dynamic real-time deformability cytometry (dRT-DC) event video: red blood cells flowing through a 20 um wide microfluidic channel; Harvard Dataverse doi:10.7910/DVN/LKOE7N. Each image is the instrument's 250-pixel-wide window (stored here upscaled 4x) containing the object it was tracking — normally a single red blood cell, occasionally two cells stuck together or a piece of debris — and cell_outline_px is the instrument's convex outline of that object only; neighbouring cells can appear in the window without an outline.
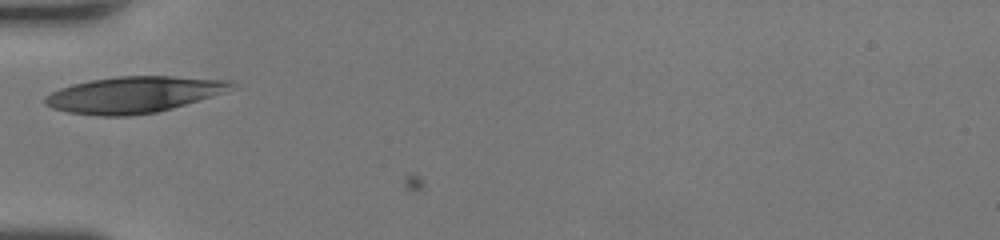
{"species": "human", "species_latin": "Homo sapiens", "temperature_condition": "room temperature", "stored_images_in_passage": 3, "camera_frame_rate_fps": 3000, "um_per_image_px": 0.085, "donor": {"sex": "female"}, "frame": {"image": 1, "passage_image": 2, "time_ms": 0.333, "image_size_px": [1000, 240], "cell_outline_px": [[236, 88], [224, 92], [172, 108], [156, 112], [132, 116], [100, 116], [68, 112], [52, 108], [44, 104], [44, 96], [60, 88], [72, 84], [92, 80], [116, 76], [172, 76], [236, 80]], "centroid_in_image_um": [11.39, 8.04], "position_along_channel_um": 73.6, "area_um2": 39.59}}